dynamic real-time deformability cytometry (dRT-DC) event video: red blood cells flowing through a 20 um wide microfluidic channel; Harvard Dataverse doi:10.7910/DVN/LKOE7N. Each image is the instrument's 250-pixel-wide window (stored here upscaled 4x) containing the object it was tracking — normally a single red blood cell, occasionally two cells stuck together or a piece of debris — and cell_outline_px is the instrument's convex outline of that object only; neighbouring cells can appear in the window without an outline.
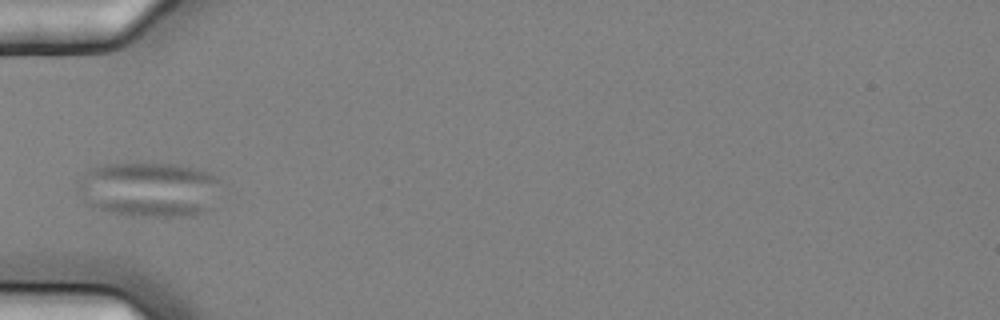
{"species": "common noctule bat (a hibernating species)", "species_latin": "Nyctalus noctula", "temperature_condition": "cold", "stored_images_in_passage": 4, "camera_frame_rate_fps": 3000, "um_per_image_px": 0.085, "animal": {"sex": "female", "body_mass_g": 25.1}, "frame": {"image": 1, "passage_image": 3, "time_ms": 0.667, "image_size_px": [1000, 320], "cell_outline_px": [[220, 180], [216, 208], [208, 212], [192, 216], [148, 216], [108, 212], [84, 204], [76, 192], [76, 188], [84, 172], [88, 168], [104, 164], [176, 164], [208, 172], [216, 176]], "centroid_in_image_um": [12.68, 16.12], "position_along_channel_um": 72.3, "area_um2": 46.64}}
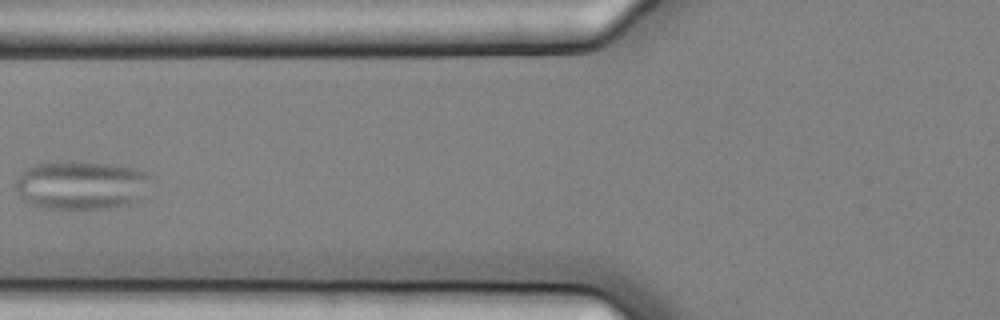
{"frame": {"image": 2, "passage_image": 4, "time_ms": 1.0, "image_size_px": [1000, 320], "cell_outline_px": [[152, 176], [140, 200], [136, 204], [116, 208], [40, 208], [28, 204], [20, 200], [16, 188], [16, 180], [24, 168], [32, 164], [128, 164], [148, 172]], "centroid_in_image_um": [6.96, 15.77], "position_along_channel_um": 118.8, "area_um2": 38.55}}